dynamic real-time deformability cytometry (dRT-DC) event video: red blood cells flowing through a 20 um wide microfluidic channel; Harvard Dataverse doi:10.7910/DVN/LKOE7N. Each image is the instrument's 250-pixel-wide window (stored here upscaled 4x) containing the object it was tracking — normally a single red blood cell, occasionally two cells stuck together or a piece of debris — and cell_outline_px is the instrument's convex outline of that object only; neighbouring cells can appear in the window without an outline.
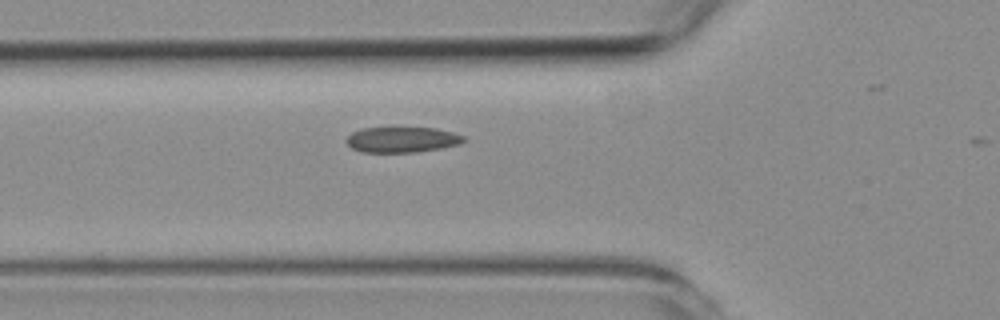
{"species": "common noctule bat (a hibernating species)", "species_latin": "Nyctalus noctula", "temperature_condition": "room temperature", "stored_images_in_passage": 4, "camera_frame_rate_fps": 3000, "um_per_image_px": 0.085, "animal": {"sex": "female", "body_mass_g": 19.3, "forearm_length_mm": 54.1}, "frame": {"image": 1, "passage_image": 3, "time_ms": 0.667, "image_size_px": [1000, 320], "cell_outline_px": [[468, 140], [460, 144], [440, 148], [416, 152], [360, 152], [352, 148], [344, 140], [352, 132], [360, 128], [392, 124], [436, 128], [452, 132], [464, 136]], "centroid_in_image_um": [34.14, 11.8], "position_along_channel_um": 91.7, "area_um2": 18.61}}